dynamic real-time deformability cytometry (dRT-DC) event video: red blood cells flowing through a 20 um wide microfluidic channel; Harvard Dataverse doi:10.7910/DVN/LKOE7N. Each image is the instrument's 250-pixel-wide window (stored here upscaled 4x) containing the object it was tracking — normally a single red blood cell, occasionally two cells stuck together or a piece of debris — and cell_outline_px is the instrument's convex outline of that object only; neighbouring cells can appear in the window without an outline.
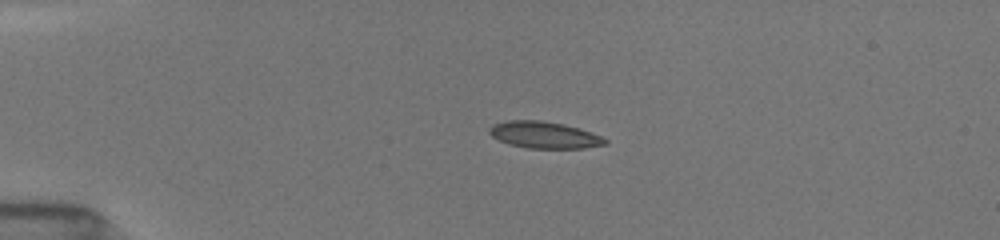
{"species": "common noctule bat (a hibernating species)", "species_latin": "Nyctalus noctula", "temperature_condition": "room temperature", "stored_images_in_passage": 59, "camera_frame_rate_fps": 3000, "um_per_image_px": 0.085, "animal": {"sex": "female", "body_mass_g": 19.5, "forearm_length_mm": 54.1}, "frame": {"image": 1, "passage_image": 1, "time_ms": 0.0, "image_size_px": [1000, 240], "cell_outline_px": [[608, 144], [584, 148], [528, 148], [508, 144], [492, 136], [488, 132], [488, 128], [492, 124], [508, 120], [540, 120], [564, 124], [580, 128], [600, 136], [608, 140]], "centroid_in_image_um": [46.25, 11.46], "position_along_channel_um": 38.8, "area_um2": 18.09}}
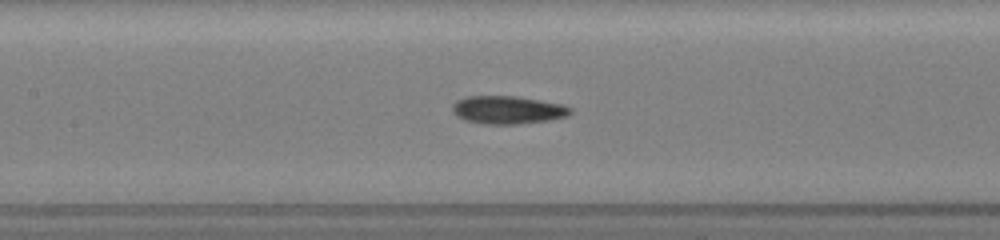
{"frame": {"image": 2, "passage_image": 34, "time_ms": 4.333, "image_size_px": [1000, 240], "cell_outline_px": [[572, 112], [568, 116], [552, 120], [516, 124], [484, 124], [464, 120], [456, 116], [452, 112], [452, 104], [456, 100], [468, 96], [516, 96], [564, 104], [572, 108]], "centroid_in_image_um": [43.16, 9.34], "position_along_channel_um": 164.2, "area_um2": 19.54}}
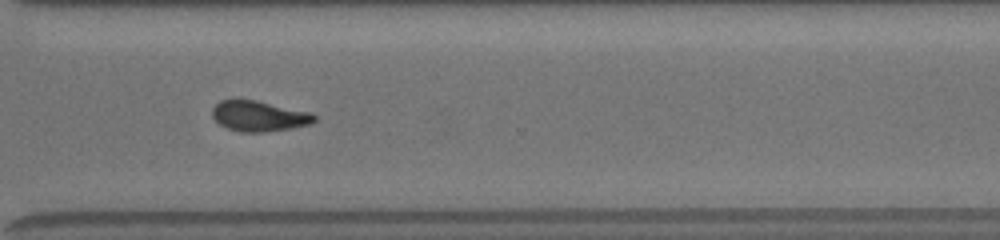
{"frame": {"image": 3, "passage_image": 58, "time_ms": 9.0, "image_size_px": [1000, 240], "cell_outline_px": [[316, 120], [308, 124], [292, 128], [264, 132], [240, 132], [228, 128], [220, 124], [212, 116], [212, 108], [220, 100], [256, 100], [312, 112], [316, 116]], "centroid_in_image_um": [22.03, 9.86], "position_along_channel_um": 348.6, "area_um2": 18.09}}